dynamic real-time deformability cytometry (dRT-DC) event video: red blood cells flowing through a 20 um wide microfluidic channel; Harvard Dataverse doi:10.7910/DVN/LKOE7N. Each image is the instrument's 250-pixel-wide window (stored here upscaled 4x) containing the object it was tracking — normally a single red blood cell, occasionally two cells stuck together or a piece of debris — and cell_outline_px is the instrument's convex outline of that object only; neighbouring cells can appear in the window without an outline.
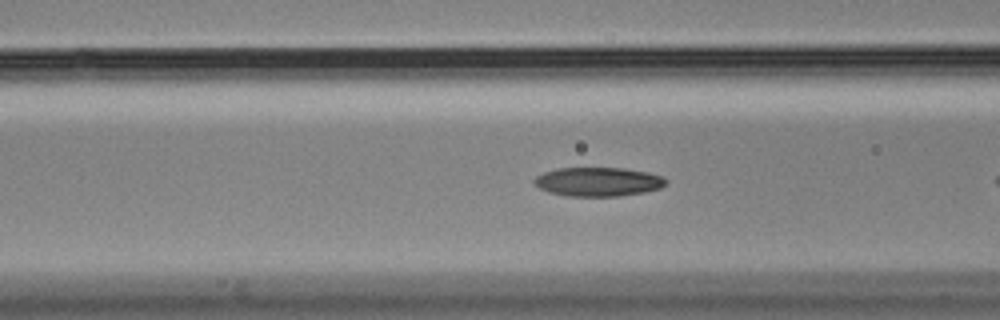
{"species": "Egyptian fruit bat (a non-hibernating species)", "species_latin": "Rousettus aegyptiacus", "temperature_condition": "cold", "stored_images_in_passage": 20, "camera_frame_rate_fps": 3000, "um_per_image_px": 0.085, "animal": {"sex": "male"}, "frame": {"image": 1, "passage_image": 17, "time_ms": 5.333, "image_size_px": [1000, 320], "cell_outline_px": [[668, 180], [660, 188], [644, 192], [620, 196], [564, 196], [548, 192], [532, 184], [532, 180], [536, 176], [544, 172], [560, 168], [624, 168], [648, 172], [664, 176]], "centroid_in_image_um": [50.82, 15.45], "position_along_channel_um": 115.8, "area_um2": 22.43}}